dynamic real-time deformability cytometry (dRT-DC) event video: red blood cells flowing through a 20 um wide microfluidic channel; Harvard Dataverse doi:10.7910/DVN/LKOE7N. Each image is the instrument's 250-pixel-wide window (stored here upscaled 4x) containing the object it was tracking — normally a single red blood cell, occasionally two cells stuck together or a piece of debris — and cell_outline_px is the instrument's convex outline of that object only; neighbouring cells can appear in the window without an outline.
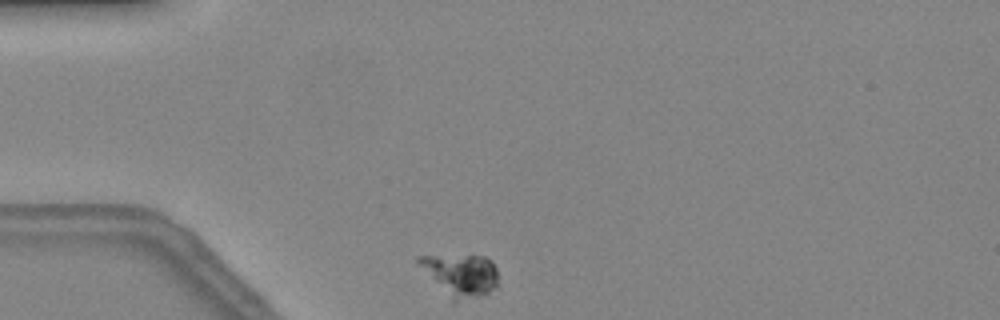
{"species": "common noctule bat (a hibernating species)", "species_latin": "Nyctalus noctula", "temperature_condition": "warm", "stored_images_in_passage": 37, "camera_frame_rate_fps": 3000, "um_per_image_px": 0.085, "animal": {"sex": "female", "body_mass_g": 24.6, "forearm_length_mm": 56.2}, "frame": {"image": 1, "passage_image": 1, "time_ms": 0.0, "image_size_px": [1000, 320], "cell_outline_px": [[500, 288], [476, 296], [456, 300], [452, 300], [416, 264], [416, 256], [484, 256], [492, 260], [496, 268]], "centroid_in_image_um": [39.17, 23.35], "position_along_channel_um": 45.8, "area_um2": 19.36}}
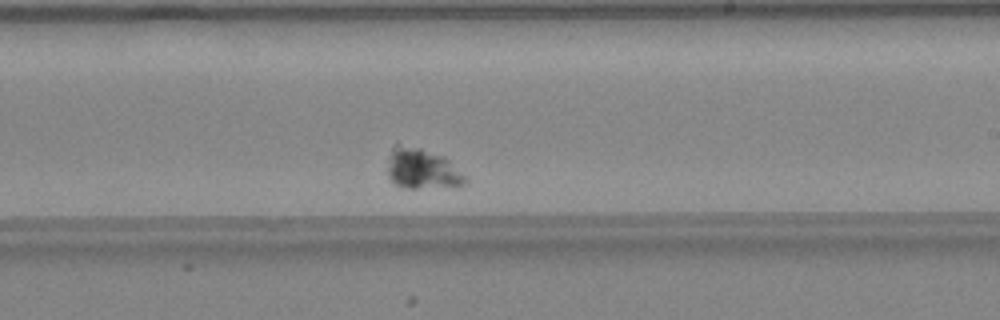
{"frame": {"image": 2, "passage_image": 21, "time_ms": 6.667, "image_size_px": [1000, 320], "cell_outline_px": [[468, 184], [416, 188], [408, 188], [392, 184], [388, 180], [388, 156], [392, 144], [400, 144], [420, 148], [444, 156], [468, 176]], "centroid_in_image_um": [35.86, 14.33], "position_along_channel_um": 253.1, "area_um2": 18.61}}
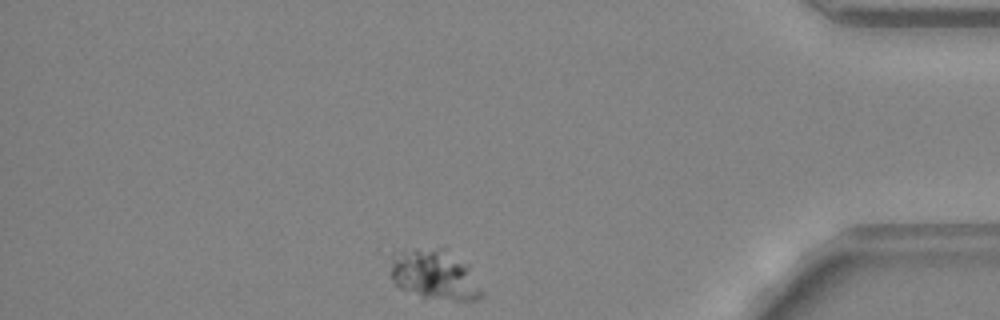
{"frame": {"image": 3, "passage_image": 36, "time_ms": 11.667, "image_size_px": [1000, 320], "cell_outline_px": [[484, 292], [480, 300], [456, 300], [420, 296], [400, 288], [392, 280], [388, 256], [392, 248], [444, 244], [472, 264]], "centroid_in_image_um": [36.94, 23.19], "position_along_channel_um": 398.3, "area_um2": 29.25}}